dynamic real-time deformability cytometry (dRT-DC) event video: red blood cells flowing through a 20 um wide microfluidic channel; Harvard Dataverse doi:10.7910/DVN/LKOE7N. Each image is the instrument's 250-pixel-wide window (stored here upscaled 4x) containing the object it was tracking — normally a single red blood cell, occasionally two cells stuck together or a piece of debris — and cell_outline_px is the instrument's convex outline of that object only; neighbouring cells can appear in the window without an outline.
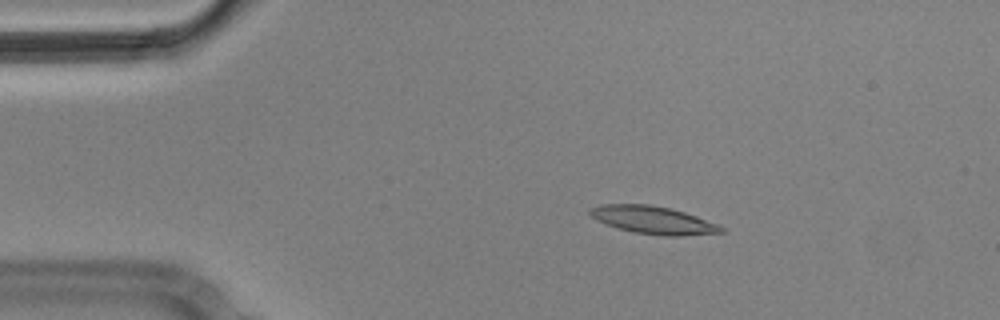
{"species": "Egyptian fruit bat (a non-hibernating species)", "species_latin": "Rousettus aegyptiacus", "temperature_condition": "cold", "stored_images_in_passage": 9, "camera_frame_rate_fps": 3000, "um_per_image_px": 0.085, "animal": {"sex": "male"}, "frame": {"image": 1, "passage_image": 1, "time_ms": 0.0, "image_size_px": [1000, 320], "cell_outline_px": [[724, 232], [680, 236], [664, 236], [632, 232], [596, 220], [588, 212], [588, 208], [600, 204], [648, 204], [668, 208], [684, 212], [696, 216], [716, 224], [724, 228]], "centroid_in_image_um": [55.48, 18.7], "position_along_channel_um": 29.5, "area_um2": 20.98}}
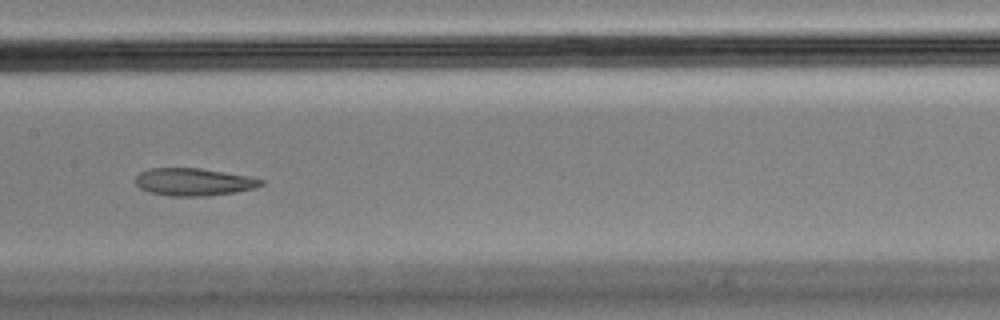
{"frame": {"image": 2, "passage_image": 6, "time_ms": 1.667, "image_size_px": [1000, 320], "cell_outline_px": [[264, 184], [256, 188], [236, 192], [204, 196], [172, 196], [148, 192], [140, 188], [136, 184], [136, 176], [140, 172], [148, 168], [200, 168], [248, 176], [264, 180]], "centroid_in_image_um": [16.47, 15.46], "position_along_channel_um": 190.9, "area_um2": 20.17}}
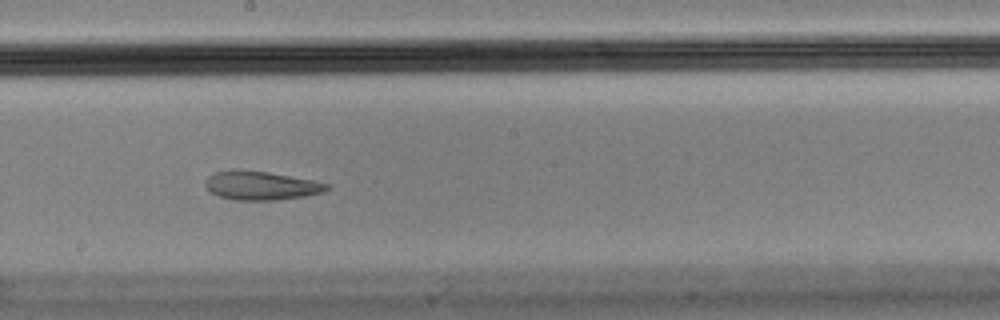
{"frame": {"image": 3, "passage_image": 7, "time_ms": 2.0, "image_size_px": [1000, 320], "cell_outline_px": [[328, 188], [324, 192], [304, 196], [276, 200], [236, 200], [220, 196], [212, 192], [204, 184], [204, 180], [208, 176], [216, 172], [268, 172], [312, 180], [328, 184]], "centroid_in_image_um": [22.22, 15.8], "position_along_channel_um": 226.0, "area_um2": 19.54}}